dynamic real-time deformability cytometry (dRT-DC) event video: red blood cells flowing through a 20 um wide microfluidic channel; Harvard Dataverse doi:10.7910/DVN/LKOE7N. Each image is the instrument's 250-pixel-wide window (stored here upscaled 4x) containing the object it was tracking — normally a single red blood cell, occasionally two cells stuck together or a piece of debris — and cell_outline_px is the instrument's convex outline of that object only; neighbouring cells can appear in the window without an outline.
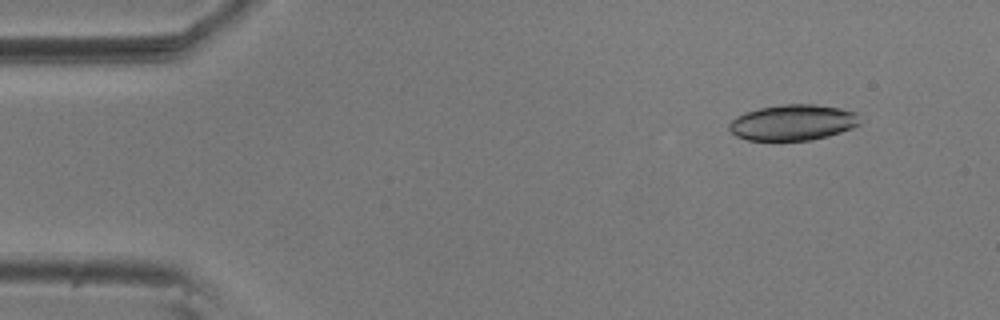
{"species": "common noctule bat (a hibernating species)", "species_latin": "Nyctalus noctula", "temperature_condition": "room temperature", "stored_images_in_passage": 9, "camera_frame_rate_fps": 3000, "um_per_image_px": 0.085, "animal": {"sex": "male", "body_mass_g": 20.5, "forearm_length_mm": 52.5}, "frame": {"image": 1, "passage_image": 1, "time_ms": 0.0, "image_size_px": [1000, 320], "cell_outline_px": [[860, 124], [852, 128], [828, 136], [812, 140], [748, 140], [736, 136], [728, 128], [728, 124], [736, 116], [760, 108], [784, 104], [816, 104], [840, 108], [856, 112]], "centroid_in_image_um": [67.4, 10.41], "position_along_channel_um": 17.6, "area_um2": 27.17}}